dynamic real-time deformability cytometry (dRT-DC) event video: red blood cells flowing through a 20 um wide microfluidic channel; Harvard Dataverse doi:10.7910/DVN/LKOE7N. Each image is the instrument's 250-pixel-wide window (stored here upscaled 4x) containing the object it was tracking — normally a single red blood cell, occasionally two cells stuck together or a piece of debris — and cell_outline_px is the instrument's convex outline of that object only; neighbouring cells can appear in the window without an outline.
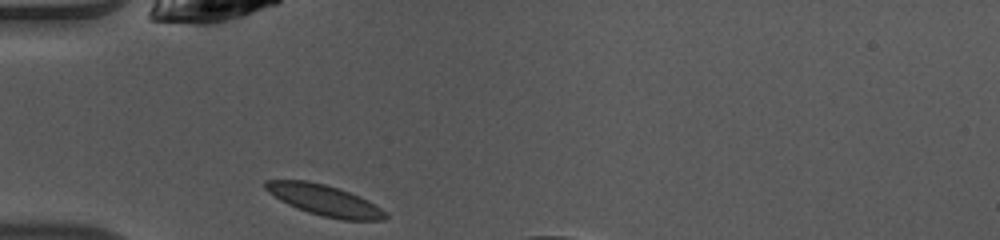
{"species": "common noctule bat (a hibernating species)", "species_latin": "Nyctalus noctula", "temperature_condition": "warm", "stored_images_in_passage": 27, "camera_frame_rate_fps": 3000, "um_per_image_px": 0.085, "animal": {"sex": "female", "body_mass_g": 10.0, "forearm_length_mm": 53.1}, "frame": {"image": 1, "passage_image": 1, "time_ms": 0.0, "image_size_px": [1000, 240], "cell_outline_px": [[388, 216], [384, 220], [344, 220], [324, 216], [308, 212], [288, 204], [280, 200], [268, 192], [264, 188], [264, 180], [308, 180], [324, 184], [360, 196], [368, 200], [388, 212]], "centroid_in_image_um": [27.59, 17.02], "position_along_channel_um": 57.4, "area_um2": 21.44}}
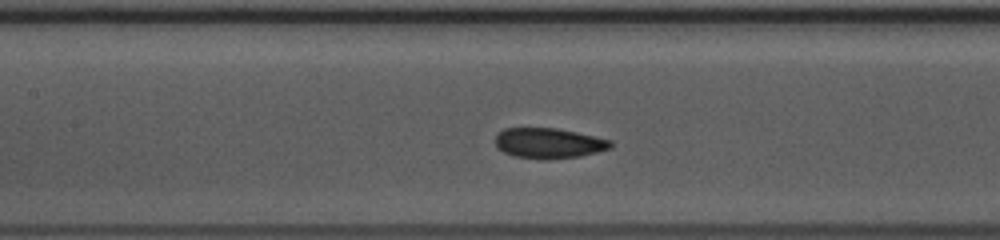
{"frame": {"image": 2, "passage_image": 9, "time_ms": 2.667, "image_size_px": [1000, 240], "cell_outline_px": [[612, 148], [580, 156], [544, 160], [540, 160], [512, 156], [496, 148], [496, 136], [504, 128], [556, 128], [576, 132], [612, 140]], "centroid_in_image_um": [46.63, 12.18], "position_along_channel_um": 160.8, "area_um2": 20.52}}
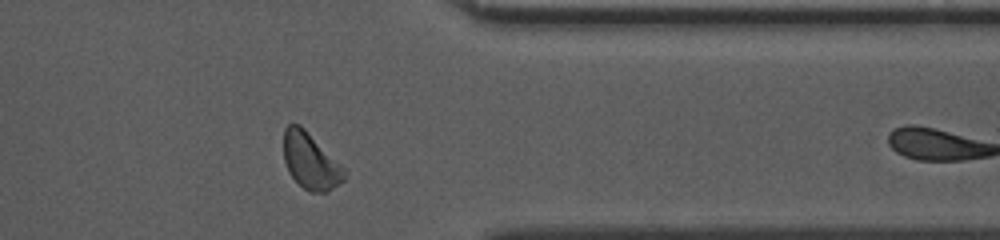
{"frame": {"image": 3, "passage_image": 26, "time_ms": 8.333, "image_size_px": [1000, 240], "cell_outline_px": [[348, 172], [344, 180], [328, 192], [308, 192], [288, 172], [284, 160], [284, 128], [288, 124], [300, 124]], "centroid_in_image_um": [26.4, 13.71], "position_along_channel_um": 385.0, "area_um2": 19.71}}